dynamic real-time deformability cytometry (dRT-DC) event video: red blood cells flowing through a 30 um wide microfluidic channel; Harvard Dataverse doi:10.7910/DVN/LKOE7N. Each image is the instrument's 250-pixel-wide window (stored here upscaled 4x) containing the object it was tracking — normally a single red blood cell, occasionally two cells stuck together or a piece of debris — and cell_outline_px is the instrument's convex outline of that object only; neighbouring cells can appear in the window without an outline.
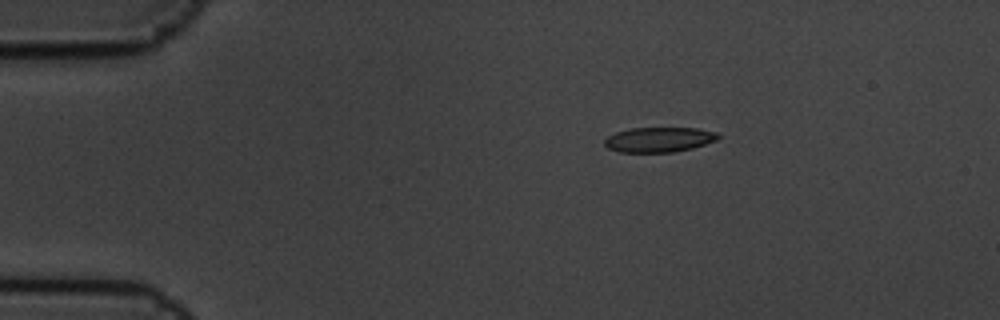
{"species": "common noctule bat (a hibernating species)", "species_latin": "Nyctalus noctula", "temperature_condition": "cold", "stored_images_in_passage": 5, "camera_frame_rate_fps": 3000, "um_per_image_px": 0.085, "animal": {"sex": "male", "body_mass_g": 19.5, "forearm_length_mm": 54.6}, "frame": {"image": 1, "passage_image": 3, "time_ms": 0.667, "image_size_px": [1000, 320], "cell_outline_px": [[720, 136], [716, 140], [692, 148], [672, 152], [620, 152], [608, 148], [604, 144], [604, 140], [608, 136], [616, 132], [632, 128], [696, 128], [716, 132]], "centroid_in_image_um": [56.0, 11.86], "position_along_channel_um": 29.0, "area_um2": 16.36}}